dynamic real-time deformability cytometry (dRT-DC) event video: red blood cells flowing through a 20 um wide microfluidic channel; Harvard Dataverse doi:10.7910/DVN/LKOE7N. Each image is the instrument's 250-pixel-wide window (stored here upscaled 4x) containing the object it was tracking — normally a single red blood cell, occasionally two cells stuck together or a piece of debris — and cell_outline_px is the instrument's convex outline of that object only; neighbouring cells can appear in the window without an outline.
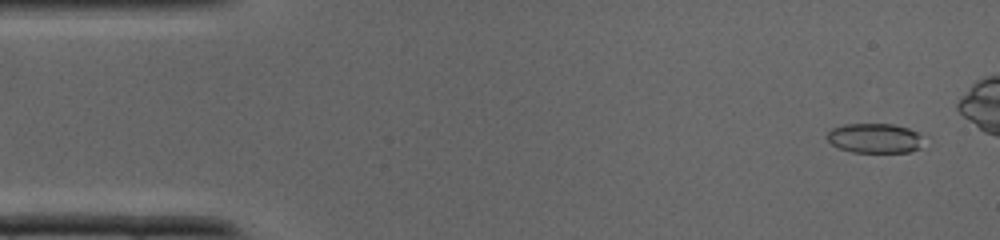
{"species": "common noctule bat (a hibernating species)", "species_latin": "Nyctalus noctula", "temperature_condition": "cold", "stored_images_in_passage": 32, "camera_frame_rate_fps": 3000, "um_per_image_px": 0.085, "animal": {"sex": "male", "body_mass_g": 19.0, "forearm_length_mm": 50.8}, "frame": {"image": 1, "passage_image": 2, "time_ms": 0.333, "image_size_px": [1000, 240], "cell_outline_px": [[920, 148], [908, 152], [852, 152], [840, 148], [832, 144], [828, 140], [828, 132], [832, 128], [844, 124], [892, 124], [908, 128], [916, 132], [920, 136]], "centroid_in_image_um": [74.32, 11.74], "position_along_channel_um": 10.7, "area_um2": 16.42}}
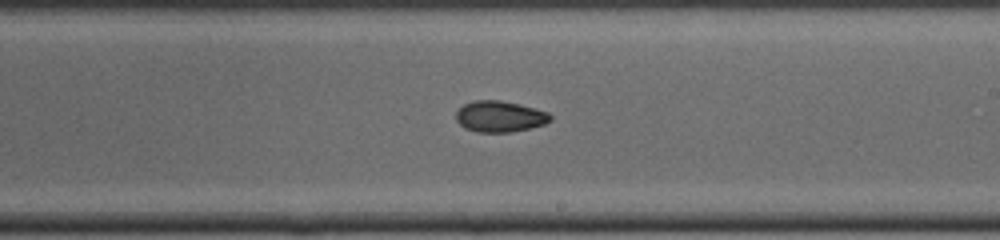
{"frame": {"image": 2, "passage_image": 21, "time_ms": 6.667, "image_size_px": [1000, 240], "cell_outline_px": [[552, 120], [544, 124], [528, 128], [508, 132], [476, 132], [464, 128], [456, 120], [456, 112], [464, 104], [476, 100], [500, 100], [548, 112], [552, 116]], "centroid_in_image_um": [42.45, 9.91], "position_along_channel_um": 246.5, "area_um2": 16.88}}
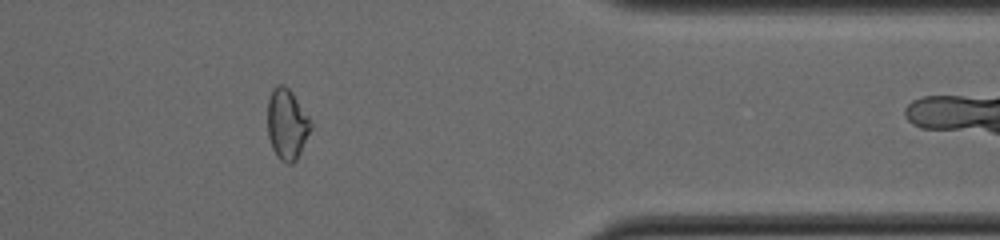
{"frame": {"image": 3, "passage_image": 30, "time_ms": 9.667, "image_size_px": [1000, 240], "cell_outline_px": [[312, 128], [296, 160], [292, 164], [288, 164], [280, 160], [276, 156], [272, 148], [268, 136], [268, 100], [272, 88], [276, 84], [284, 84], [292, 92], [308, 116], [312, 124]], "centroid_in_image_um": [24.38, 10.55], "position_along_channel_um": 387.0, "area_um2": 17.86}}